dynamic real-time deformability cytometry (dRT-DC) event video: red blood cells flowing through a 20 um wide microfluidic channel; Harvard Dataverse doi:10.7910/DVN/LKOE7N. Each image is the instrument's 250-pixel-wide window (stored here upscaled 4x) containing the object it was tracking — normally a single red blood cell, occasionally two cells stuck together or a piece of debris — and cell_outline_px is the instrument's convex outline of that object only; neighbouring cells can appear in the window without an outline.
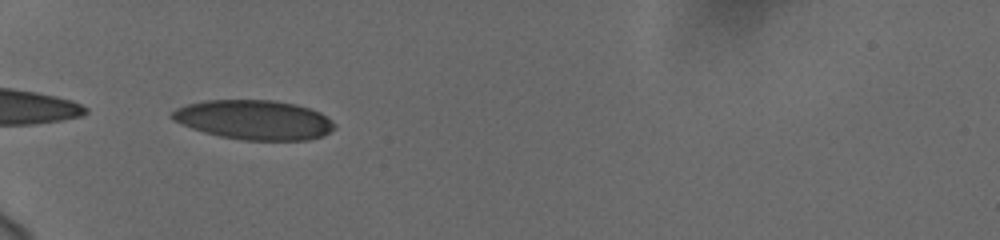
{"species": "human", "species_latin": "Homo sapiens", "temperature_condition": "cold", "stored_images_in_passage": 37, "camera_frame_rate_fps": 3000, "um_per_image_px": 0.085, "donor": {"sex": "female"}, "frame": {"image": 1, "passage_image": 1, "time_ms": 0.0, "image_size_px": [1000, 240], "cell_outline_px": [[336, 128], [324, 136], [308, 140], [240, 140], [220, 136], [204, 132], [180, 124], [172, 120], [172, 112], [176, 108], [188, 104], [208, 100], [272, 100], [296, 104], [320, 112], [332, 120], [336, 124]], "centroid_in_image_um": [21.63, 10.19], "position_along_channel_um": 63.4, "area_um2": 37.51}}
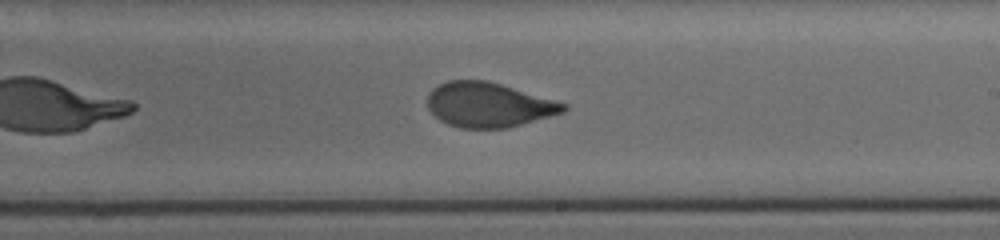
{"frame": {"image": 2, "passage_image": 17, "time_ms": 5.333, "image_size_px": [1000, 240], "cell_outline_px": [[568, 108], [564, 112], [508, 128], [460, 128], [448, 124], [440, 120], [428, 108], [428, 96], [432, 88], [448, 80], [488, 80], [568, 104]], "centroid_in_image_um": [41.53, 8.91], "position_along_channel_um": 247.5, "area_um2": 35.32}}
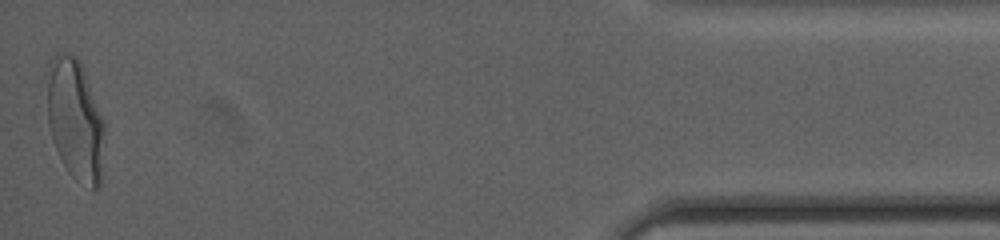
{"frame": {"image": 3, "passage_image": 37, "time_ms": 12.0, "image_size_px": [1000, 240], "cell_outline_px": [[104, 132], [100, 184], [96, 192], [92, 192], [72, 176], [68, 172], [52, 140], [48, 124], [44, 72], [48, 64], [56, 52], [68, 52], [76, 56], [80, 60], [104, 120]], "centroid_in_image_um": [6.35, 10.12], "position_along_channel_um": 428.9, "area_um2": 41.62}, "authors_computed_cell_mechanics": {"area_um2": 36.6452, "velocity_mm_per_s": 3.7049, "shape_relaxation_time_tau1_ms": 4.8085, "shape_relaxation_time_tau2_ms": null, "deformation_change_tau1": 0.1561, "deformation_change_tau2": null}}